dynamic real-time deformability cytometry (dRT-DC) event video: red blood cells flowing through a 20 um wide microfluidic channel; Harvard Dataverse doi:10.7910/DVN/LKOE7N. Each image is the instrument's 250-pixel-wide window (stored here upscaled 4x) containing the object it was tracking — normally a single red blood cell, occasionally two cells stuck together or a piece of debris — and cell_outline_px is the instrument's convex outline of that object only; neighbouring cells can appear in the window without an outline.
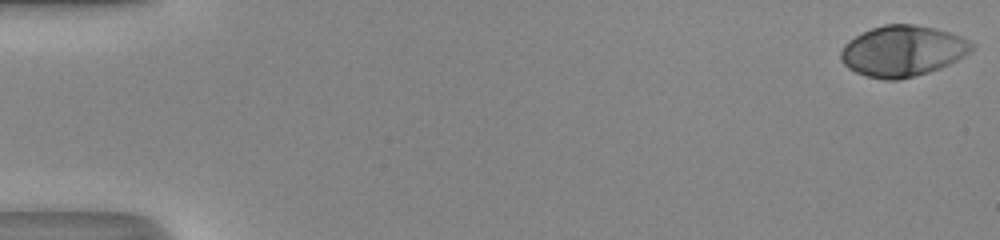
{"species": "human", "species_latin": "Homo sapiens", "temperature_condition": "room temperature", "stored_images_in_passage": 51, "camera_frame_rate_fps": 3000, "um_per_image_px": 0.085, "donor": {"sex": "male"}, "frame": {"image": 1, "passage_image": 1, "time_ms": 0.0, "image_size_px": [1000, 240], "cell_outline_px": [[972, 48], [964, 56], [940, 68], [916, 76], [896, 80], [884, 80], [868, 76], [856, 72], [848, 68], [840, 60], [840, 52], [844, 44], [848, 40], [872, 28], [884, 24], [912, 24], [936, 28], [960, 36], [968, 40], [972, 44]], "centroid_in_image_um": [76.69, 4.33], "position_along_channel_um": 8.3, "area_um2": 38.55}}
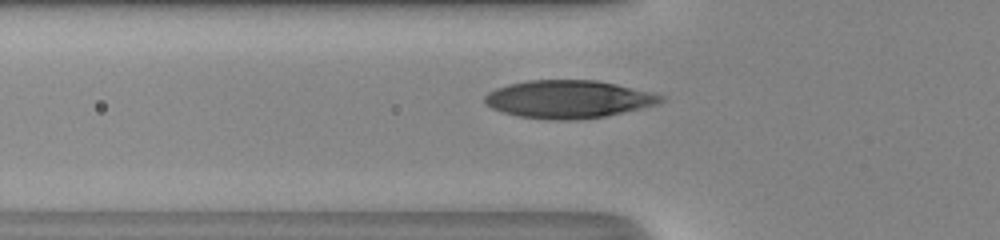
{"frame": {"image": 2, "passage_image": 19, "time_ms": 6.0, "image_size_px": [1000, 240], "cell_outline_px": [[664, 100], [660, 104], [604, 116], [568, 120], [556, 120], [520, 116], [504, 112], [492, 108], [484, 104], [484, 96], [488, 92], [496, 88], [508, 84], [528, 80], [596, 80], [616, 84], [652, 92], [664, 96]], "centroid_in_image_um": [48.31, 8.42], "position_along_channel_um": 77.5, "area_um2": 38.67}}
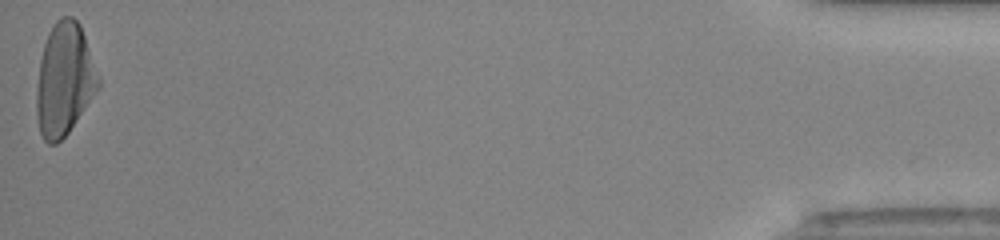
{"frame": {"image": 3, "passage_image": 51, "time_ms": 16.667, "image_size_px": [1000, 240], "cell_outline_px": [[100, 88], [68, 132], [56, 144], [48, 144], [44, 140], [40, 132], [36, 116], [36, 88], [40, 60], [44, 44], [48, 32], [56, 20], [60, 16], [72, 16], [80, 24], [100, 80]], "centroid_in_image_um": [5.46, 6.76], "position_along_channel_um": 429.7, "area_um2": 40.52}, "authors_computed_cell_mechanics": {"area_um2": 38.3214, "velocity_mm_per_s": 4.1899, "shape_relaxation_time_tau1_ms": 3.5525, "shape_relaxation_time_tau2_ms": null, "deformation_change_tau1": 0.2305, "deformation_change_tau2": null}}